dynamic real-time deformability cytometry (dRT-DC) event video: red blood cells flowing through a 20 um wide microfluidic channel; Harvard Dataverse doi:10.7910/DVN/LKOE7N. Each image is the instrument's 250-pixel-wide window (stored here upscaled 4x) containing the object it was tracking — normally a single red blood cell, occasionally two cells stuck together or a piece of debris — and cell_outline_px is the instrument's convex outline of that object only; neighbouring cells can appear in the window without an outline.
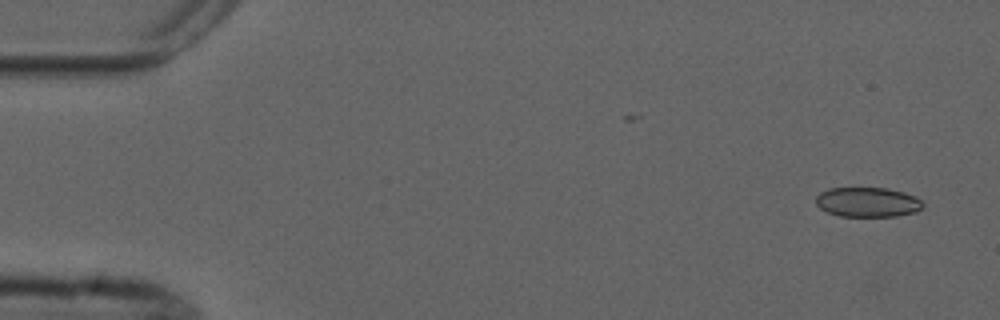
{"species": "common noctule bat (a hibernating species)", "species_latin": "Nyctalus noctula", "temperature_condition": "cold", "stored_images_in_passage": 5, "camera_frame_rate_fps": 3000, "um_per_image_px": 0.085, "animal": {"sex": "male", "forearm_length_mm": 52.5}, "frame": {"image": 1, "passage_image": 1, "time_ms": 0.0, "image_size_px": [1000, 320], "cell_outline_px": [[924, 204], [916, 212], [896, 216], [840, 216], [828, 212], [820, 208], [816, 204], [816, 196], [820, 192], [828, 188], [888, 188], [904, 192], [916, 196]], "centroid_in_image_um": [73.74, 17.17], "position_along_channel_um": 11.3, "area_um2": 18.55}}
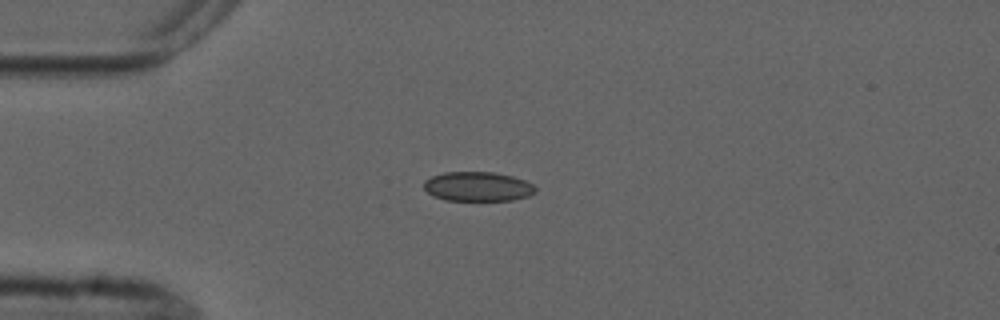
{"frame": {"image": 2, "passage_image": 4, "time_ms": 3.667, "image_size_px": [1000, 320], "cell_outline_px": [[536, 192], [528, 196], [512, 200], [444, 200], [432, 196], [424, 188], [424, 180], [432, 176], [444, 172], [492, 172], [512, 176], [524, 180], [532, 184], [536, 188]], "centroid_in_image_um": [40.59, 15.85], "position_along_channel_um": 44.4, "area_um2": 19.13}}
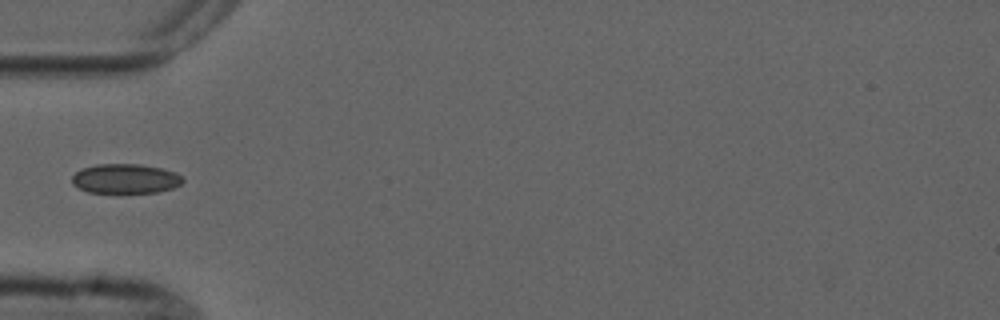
{"frame": {"image": 3, "passage_image": 5, "time_ms": 5.0, "image_size_px": [1000, 320], "cell_outline_px": [[184, 180], [180, 184], [172, 188], [156, 192], [88, 192], [72, 184], [72, 176], [80, 168], [96, 164], [140, 164], [160, 168], [176, 172]], "centroid_in_image_um": [10.63, 15.17], "position_along_channel_um": 74.4, "area_um2": 18.96}}